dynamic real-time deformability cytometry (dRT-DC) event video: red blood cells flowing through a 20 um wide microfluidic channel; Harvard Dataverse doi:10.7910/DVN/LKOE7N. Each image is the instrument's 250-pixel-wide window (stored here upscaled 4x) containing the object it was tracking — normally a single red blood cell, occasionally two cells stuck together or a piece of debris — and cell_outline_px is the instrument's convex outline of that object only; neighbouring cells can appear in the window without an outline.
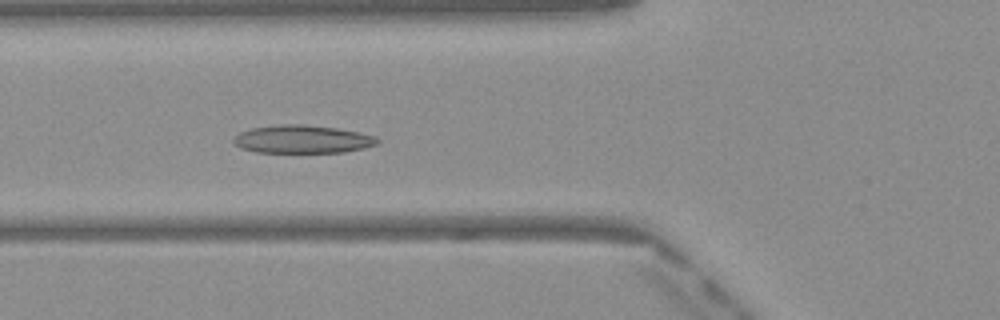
{"species": "Egyptian fruit bat (a non-hibernating species)", "species_latin": "Rousettus aegyptiacus", "temperature_condition": "warm", "stored_images_in_passage": 49, "camera_frame_rate_fps": 3000, "um_per_image_px": 0.085, "frame": {"image": 1, "passage_image": 18, "time_ms": 5.667, "image_size_px": [1000, 320], "cell_outline_px": [[380, 140], [376, 144], [364, 148], [344, 152], [256, 152], [240, 148], [232, 140], [240, 132], [252, 128], [284, 124], [304, 124], [336, 128], [360, 132], [376, 136]], "centroid_in_image_um": [25.73, 11.83], "position_along_channel_um": 100.1, "area_um2": 23.41}}
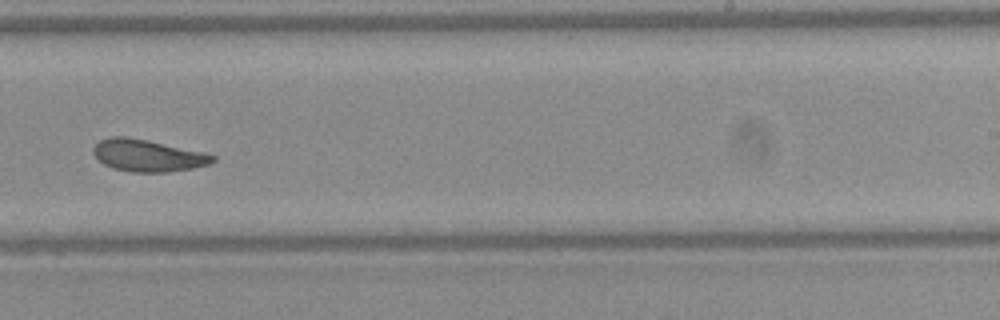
{"frame": {"image": 2, "passage_image": 31, "time_ms": 10.0, "image_size_px": [1000, 320], "cell_outline_px": [[216, 160], [208, 164], [192, 168], [168, 172], [132, 172], [112, 168], [104, 164], [92, 152], [92, 148], [100, 140], [112, 136], [124, 136], [204, 152], [216, 156]], "centroid_in_image_um": [12.54, 13.23], "position_along_channel_um": 276.5, "area_um2": 21.96}}
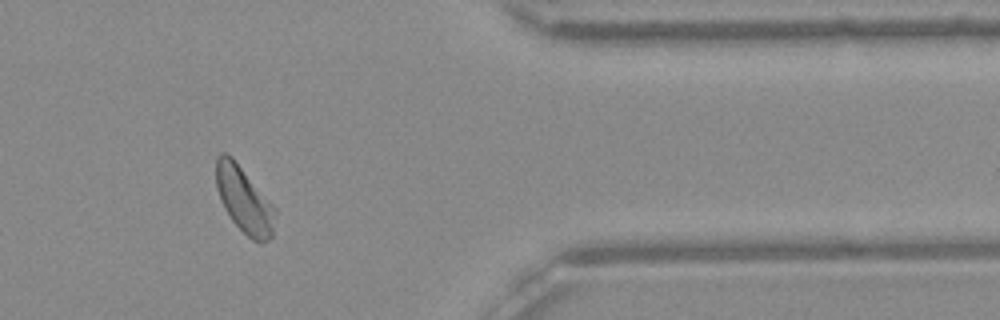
{"frame": {"image": 3, "passage_image": 41, "time_ms": 13.333, "image_size_px": [1000, 320], "cell_outline_px": [[276, 216], [272, 236], [264, 244], [260, 244], [252, 240], [232, 220], [224, 208], [220, 200], [216, 188], [216, 160], [220, 152], [224, 152], [232, 156], [276, 208]], "centroid_in_image_um": [20.76, 17.0], "position_along_channel_um": 390.6, "area_um2": 22.89}, "authors_computed_cell_mechanics": {"area_um2": 23.0622, "velocity_mm_per_s": 4.0597, "shape_relaxation_time_tau1_ms": 5.8026, "shape_relaxation_time_tau2_ms": 3.2162, "deformation_change_tau1": 0.1386, "deformation_change_tau2": 0.0919}}